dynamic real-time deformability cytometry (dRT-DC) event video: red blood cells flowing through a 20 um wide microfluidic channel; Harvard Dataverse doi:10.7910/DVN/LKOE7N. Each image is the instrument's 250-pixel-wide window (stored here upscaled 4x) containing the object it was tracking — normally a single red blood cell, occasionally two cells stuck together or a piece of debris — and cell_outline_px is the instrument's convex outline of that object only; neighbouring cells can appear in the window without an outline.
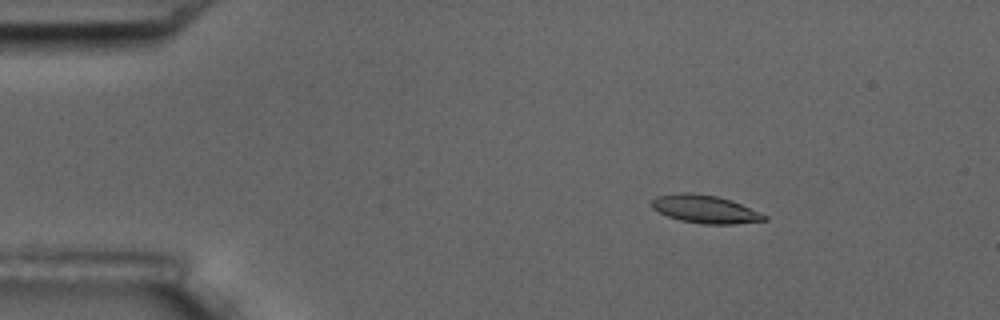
{"species": "common noctule bat (a hibernating species)", "species_latin": "Nyctalus noctula", "temperature_condition": "room temperature", "stored_images_in_passage": 6, "camera_frame_rate_fps": 3000, "um_per_image_px": 0.085, "animal": {"sex": "male", "body_mass_g": 17.5, "forearm_length_mm": 52.3}, "frame": {"image": 1, "passage_image": 3, "time_ms": 2.333, "image_size_px": [1000, 320], "cell_outline_px": [[768, 220], [732, 224], [704, 224], [680, 220], [668, 216], [652, 208], [652, 200], [656, 196], [680, 192], [692, 192], [716, 196], [732, 200], [768, 216]], "centroid_in_image_um": [59.93, 17.77], "position_along_channel_um": 25.1, "area_um2": 18.32}}